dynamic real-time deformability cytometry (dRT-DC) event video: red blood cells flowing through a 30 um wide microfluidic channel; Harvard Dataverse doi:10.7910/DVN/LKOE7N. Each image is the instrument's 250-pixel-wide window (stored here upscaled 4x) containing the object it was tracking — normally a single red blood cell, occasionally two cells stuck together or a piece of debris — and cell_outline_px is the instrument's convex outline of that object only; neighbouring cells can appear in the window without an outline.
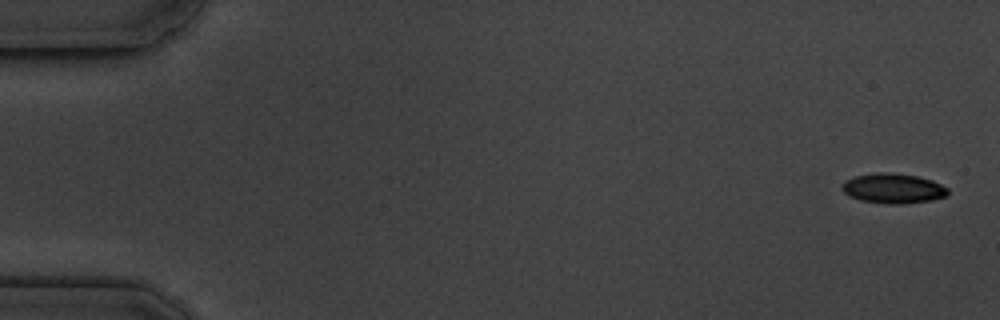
{"species": "common noctule bat (a hibernating species)", "species_latin": "Nyctalus noctula", "temperature_condition": "cold", "stored_images_in_passage": 17, "camera_frame_rate_fps": 3000, "um_per_image_px": 0.085, "animal": {"sex": "male", "body_mass_g": 19.5, "forearm_length_mm": 54.6}, "frame": {"image": 1, "passage_image": 1, "time_ms": 0.0, "image_size_px": [1000, 320], "cell_outline_px": [[948, 196], [932, 200], [904, 204], [884, 204], [860, 200], [848, 196], [840, 188], [840, 184], [844, 180], [856, 176], [876, 172], [892, 172], [916, 176], [932, 180], [948, 188]], "centroid_in_image_um": [75.89, 16.02], "position_along_channel_um": 9.1, "area_um2": 18.79}}
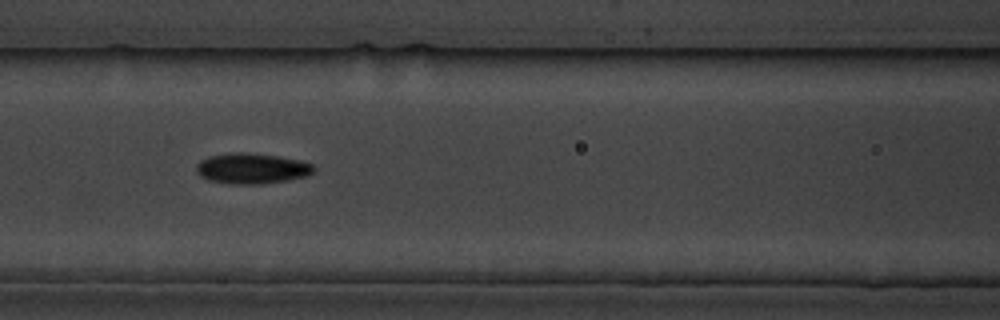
{"frame": {"image": 2, "passage_image": 7, "time_ms": 7.667, "image_size_px": [1000, 320], "cell_outline_px": [[316, 168], [308, 176], [288, 180], [260, 184], [228, 184], [208, 180], [200, 176], [196, 172], [196, 164], [200, 160], [208, 156], [232, 152], [240, 152], [280, 156], [300, 160], [312, 164]], "centroid_in_image_um": [21.38, 14.32], "position_along_channel_um": 145.2, "area_um2": 21.15}}
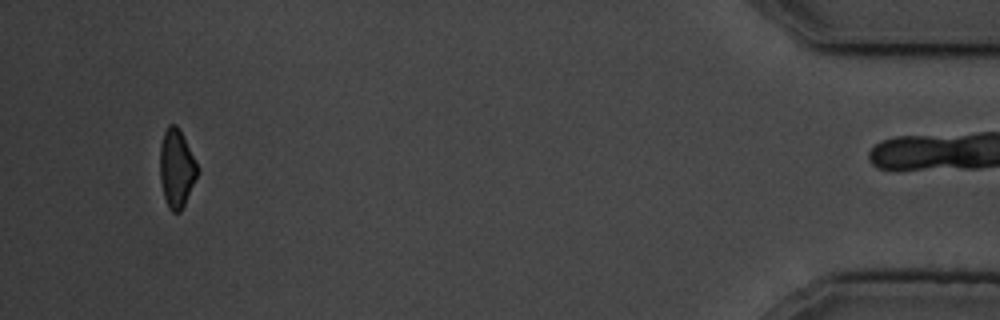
{"frame": {"image": 3, "passage_image": 15, "time_ms": 17.333, "image_size_px": [1000, 320], "cell_outline_px": [[200, 172], [180, 212], [172, 212], [168, 208], [164, 196], [160, 180], [160, 144], [164, 132], [168, 124], [176, 124], [180, 128], [200, 168]], "centroid_in_image_um": [15.03, 14.28], "position_along_channel_um": 420.2, "area_um2": 17.46}, "authors_computed_cell_mechanics": {"area_um2": 18.9006, "velocity_mm_per_s": 3.5973, "shape_relaxation_time_tau1_ms": 2.0545, "shape_relaxation_time_tau2_ms": 4.4248, "deformation_change_tau1": 0.0768, "deformation_change_tau2": 0.0939}}